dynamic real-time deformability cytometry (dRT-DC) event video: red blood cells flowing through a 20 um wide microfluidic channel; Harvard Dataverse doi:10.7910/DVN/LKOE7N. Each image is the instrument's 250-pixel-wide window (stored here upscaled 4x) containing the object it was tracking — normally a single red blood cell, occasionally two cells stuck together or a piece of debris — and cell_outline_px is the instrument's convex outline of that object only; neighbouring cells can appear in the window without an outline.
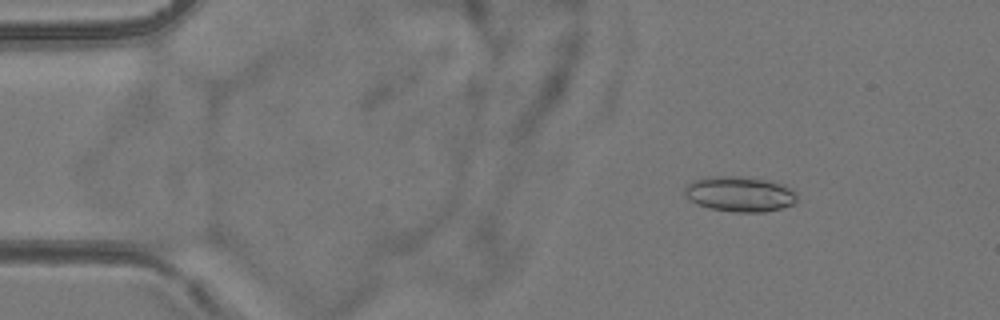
{"species": "common noctule bat (a hibernating species)", "species_latin": "Nyctalus noctula", "temperature_condition": "room temperature", "stored_images_in_passage": 5, "camera_frame_rate_fps": 3000, "um_per_image_px": 0.085, "animal": {"sex": "female", "body_mass_g": 24.6, "forearm_length_mm": 56.2}, "frame": {"image": 1, "passage_image": 2, "time_ms": 1.0, "image_size_px": [1000, 320], "cell_outline_px": [[796, 200], [792, 204], [780, 208], [764, 212], [732, 212], [708, 208], [696, 204], [684, 196], [684, 184], [708, 176], [740, 176], [768, 180], [784, 184], [792, 188], [796, 192]], "centroid_in_image_um": [62.84, 16.48], "position_along_channel_um": 22.2, "area_um2": 23.41}}